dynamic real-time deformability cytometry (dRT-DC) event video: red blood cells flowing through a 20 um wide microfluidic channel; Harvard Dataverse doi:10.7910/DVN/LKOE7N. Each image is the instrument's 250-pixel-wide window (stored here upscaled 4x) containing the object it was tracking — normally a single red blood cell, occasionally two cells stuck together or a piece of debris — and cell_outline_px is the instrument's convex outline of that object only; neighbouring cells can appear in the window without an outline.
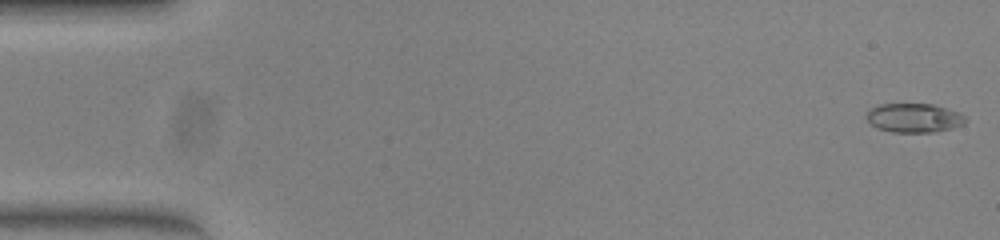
{"species": "common noctule bat (a hibernating species)", "species_latin": "Nyctalus noctula", "temperature_condition": "warm", "stored_images_in_passage": 50, "camera_frame_rate_fps": 3000, "um_per_image_px": 0.085, "animal": {"sex": "female", "body_mass_g": 23.0, "forearm_length_mm": 53.4}, "frame": {"image": 1, "passage_image": 1, "time_ms": 0.0, "image_size_px": [1000, 240], "cell_outline_px": [[968, 120], [964, 124], [952, 128], [936, 132], [892, 132], [876, 128], [864, 116], [876, 104], [932, 104], [948, 108], [960, 112]], "centroid_in_image_um": [77.71, 10.02], "position_along_channel_um": 7.3, "area_um2": 16.94}}
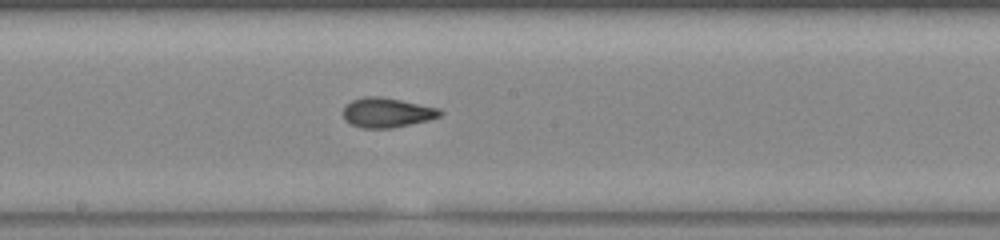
{"frame": {"image": 2, "passage_image": 27, "time_ms": 8.667, "image_size_px": [1000, 240], "cell_outline_px": [[444, 112], [440, 116], [428, 120], [392, 128], [364, 128], [352, 124], [344, 120], [344, 108], [352, 100], [364, 96], [380, 96], [440, 108]], "centroid_in_image_um": [32.91, 9.56], "position_along_channel_um": 215.3, "area_um2": 16.65}}
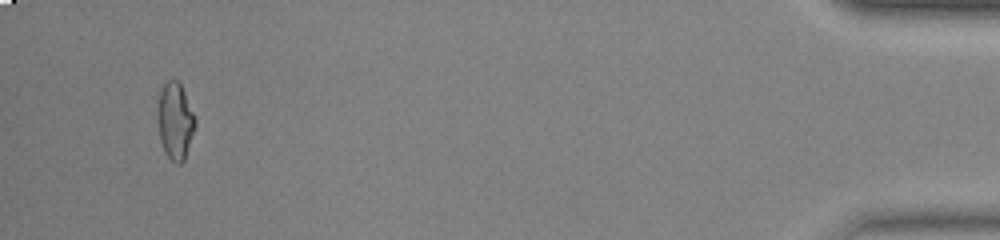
{"frame": {"image": 3, "passage_image": 48, "time_ms": 15.667, "image_size_px": [1000, 240], "cell_outline_px": [[196, 124], [184, 160], [180, 164], [176, 164], [164, 152], [160, 140], [156, 116], [156, 108], [160, 92], [164, 84], [168, 80], [176, 80], [180, 84], [184, 92], [196, 120]], "centroid_in_image_um": [14.85, 10.29], "position_along_channel_um": 420.3, "area_um2": 16.82}, "authors_computed_cell_mechanics": {"area_um2": 16.6464, "velocity_mm_per_s": 4.0836, "shape_relaxation_time_tau1_ms": 9.7441, "shape_relaxation_time_tau2_ms": 1.0666, "deformation_change_tau1": 0.3029, "deformation_change_tau2": 0.0613}}